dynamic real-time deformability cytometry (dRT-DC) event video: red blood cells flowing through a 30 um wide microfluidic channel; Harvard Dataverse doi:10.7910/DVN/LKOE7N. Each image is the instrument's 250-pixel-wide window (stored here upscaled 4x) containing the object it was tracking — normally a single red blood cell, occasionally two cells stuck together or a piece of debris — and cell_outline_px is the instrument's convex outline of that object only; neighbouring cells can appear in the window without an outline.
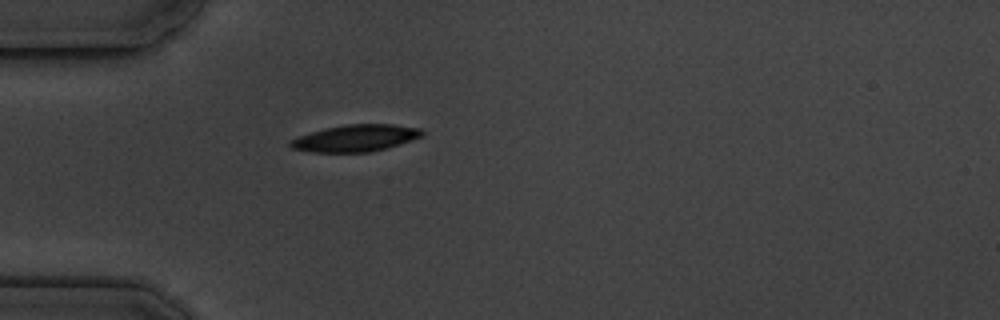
{"species": "common noctule bat (a hibernating species)", "species_latin": "Nyctalus noctula", "temperature_condition": "cold", "stored_images_in_passage": 1, "camera_frame_rate_fps": 3000, "um_per_image_px": 0.085, "animal": {"sex": "male", "body_mass_g": 19.5, "forearm_length_mm": 54.6}, "frame": {"image": 1, "passage_image": 1, "time_ms": 0.0, "image_size_px": [1000, 320], "cell_outline_px": [[424, 136], [412, 140], [384, 148], [368, 152], [312, 152], [292, 148], [288, 144], [288, 140], [324, 128], [348, 124], [392, 124], [424, 128]], "centroid_in_image_um": [30.25, 11.73], "position_along_channel_um": 54.8, "area_um2": 20.58}}